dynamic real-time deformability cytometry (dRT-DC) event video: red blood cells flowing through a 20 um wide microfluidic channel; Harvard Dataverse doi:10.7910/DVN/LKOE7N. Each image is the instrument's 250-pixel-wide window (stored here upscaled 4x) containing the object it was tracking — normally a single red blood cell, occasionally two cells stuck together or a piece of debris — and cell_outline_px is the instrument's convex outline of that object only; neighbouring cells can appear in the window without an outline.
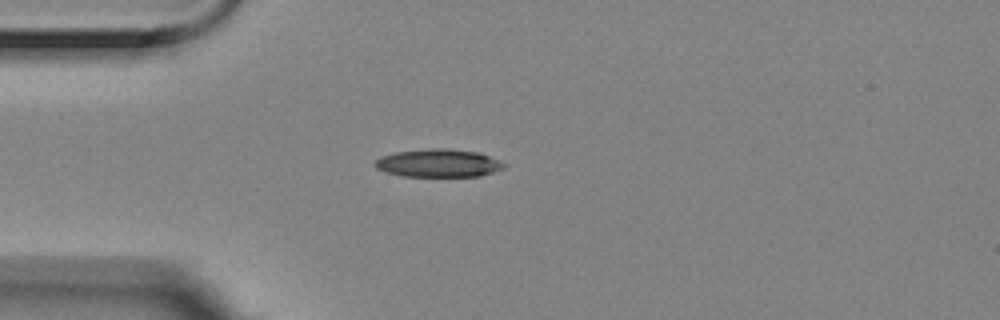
{"species": "Egyptian fruit bat (a non-hibernating species)", "species_latin": "Rousettus aegyptiacus", "temperature_condition": "room temperature", "stored_images_in_passage": 3, "camera_frame_rate_fps": 3000, "um_per_image_px": 0.085, "animal": {"sex": "female"}, "frame": {"image": 1, "passage_image": 3, "time_ms": 0.667, "image_size_px": [1000, 320], "cell_outline_px": [[508, 164], [504, 168], [480, 176], [404, 176], [388, 172], [376, 168], [372, 164], [380, 156], [396, 152], [428, 148], [448, 148], [480, 152]], "centroid_in_image_um": [37.28, 13.85], "position_along_channel_um": 47.7, "area_um2": 21.15}}